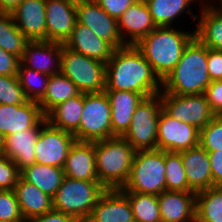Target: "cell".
I'll return each mask as SVG.
<instances>
[{"mask_svg":"<svg viewBox=\"0 0 222 222\" xmlns=\"http://www.w3.org/2000/svg\"><path fill=\"white\" fill-rule=\"evenodd\" d=\"M20 177L16 164L4 153H0V190H14Z\"/></svg>","mask_w":222,"mask_h":222,"instance_id":"cell-40","label":"cell"},{"mask_svg":"<svg viewBox=\"0 0 222 222\" xmlns=\"http://www.w3.org/2000/svg\"><path fill=\"white\" fill-rule=\"evenodd\" d=\"M208 48L195 36L185 46L178 64L162 81V90L175 95L202 94L211 83Z\"/></svg>","mask_w":222,"mask_h":222,"instance_id":"cell-2","label":"cell"},{"mask_svg":"<svg viewBox=\"0 0 222 222\" xmlns=\"http://www.w3.org/2000/svg\"><path fill=\"white\" fill-rule=\"evenodd\" d=\"M111 105V126L115 136H122L129 128L137 106L145 98L132 91H105Z\"/></svg>","mask_w":222,"mask_h":222,"instance_id":"cell-25","label":"cell"},{"mask_svg":"<svg viewBox=\"0 0 222 222\" xmlns=\"http://www.w3.org/2000/svg\"><path fill=\"white\" fill-rule=\"evenodd\" d=\"M192 30L156 27L135 46L163 81L178 64L185 46L194 37Z\"/></svg>","mask_w":222,"mask_h":222,"instance_id":"cell-3","label":"cell"},{"mask_svg":"<svg viewBox=\"0 0 222 222\" xmlns=\"http://www.w3.org/2000/svg\"><path fill=\"white\" fill-rule=\"evenodd\" d=\"M156 27L144 0L130 5L118 19V30L125 45H136Z\"/></svg>","mask_w":222,"mask_h":222,"instance_id":"cell-17","label":"cell"},{"mask_svg":"<svg viewBox=\"0 0 222 222\" xmlns=\"http://www.w3.org/2000/svg\"><path fill=\"white\" fill-rule=\"evenodd\" d=\"M106 63L74 52L62 43L61 73L68 77L81 93H100L106 89Z\"/></svg>","mask_w":222,"mask_h":222,"instance_id":"cell-7","label":"cell"},{"mask_svg":"<svg viewBox=\"0 0 222 222\" xmlns=\"http://www.w3.org/2000/svg\"><path fill=\"white\" fill-rule=\"evenodd\" d=\"M199 145V129L160 111L157 129V149L181 152Z\"/></svg>","mask_w":222,"mask_h":222,"instance_id":"cell-11","label":"cell"},{"mask_svg":"<svg viewBox=\"0 0 222 222\" xmlns=\"http://www.w3.org/2000/svg\"><path fill=\"white\" fill-rule=\"evenodd\" d=\"M47 123L44 116L34 127L5 136L3 152L19 171L36 163L35 146L41 128Z\"/></svg>","mask_w":222,"mask_h":222,"instance_id":"cell-16","label":"cell"},{"mask_svg":"<svg viewBox=\"0 0 222 222\" xmlns=\"http://www.w3.org/2000/svg\"><path fill=\"white\" fill-rule=\"evenodd\" d=\"M208 1V5L213 8L216 12L222 14V0H216V4L214 3L215 0ZM211 3V4H210Z\"/></svg>","mask_w":222,"mask_h":222,"instance_id":"cell-48","label":"cell"},{"mask_svg":"<svg viewBox=\"0 0 222 222\" xmlns=\"http://www.w3.org/2000/svg\"><path fill=\"white\" fill-rule=\"evenodd\" d=\"M66 177L98 181L95 161V142L77 141L72 144L63 167Z\"/></svg>","mask_w":222,"mask_h":222,"instance_id":"cell-21","label":"cell"},{"mask_svg":"<svg viewBox=\"0 0 222 222\" xmlns=\"http://www.w3.org/2000/svg\"><path fill=\"white\" fill-rule=\"evenodd\" d=\"M105 91H132L145 98L162 91V80L135 45L114 50L105 65Z\"/></svg>","mask_w":222,"mask_h":222,"instance_id":"cell-1","label":"cell"},{"mask_svg":"<svg viewBox=\"0 0 222 222\" xmlns=\"http://www.w3.org/2000/svg\"><path fill=\"white\" fill-rule=\"evenodd\" d=\"M135 151L122 136L95 141L96 174L106 189H121L127 183Z\"/></svg>","mask_w":222,"mask_h":222,"instance_id":"cell-4","label":"cell"},{"mask_svg":"<svg viewBox=\"0 0 222 222\" xmlns=\"http://www.w3.org/2000/svg\"><path fill=\"white\" fill-rule=\"evenodd\" d=\"M162 103L160 93L144 98L135 109L122 137L137 150L157 149V129Z\"/></svg>","mask_w":222,"mask_h":222,"instance_id":"cell-9","label":"cell"},{"mask_svg":"<svg viewBox=\"0 0 222 222\" xmlns=\"http://www.w3.org/2000/svg\"><path fill=\"white\" fill-rule=\"evenodd\" d=\"M207 102L216 116H222V80H214L204 91Z\"/></svg>","mask_w":222,"mask_h":222,"instance_id":"cell-41","label":"cell"},{"mask_svg":"<svg viewBox=\"0 0 222 222\" xmlns=\"http://www.w3.org/2000/svg\"><path fill=\"white\" fill-rule=\"evenodd\" d=\"M0 221L26 222L20 211L14 190H0Z\"/></svg>","mask_w":222,"mask_h":222,"instance_id":"cell-39","label":"cell"},{"mask_svg":"<svg viewBox=\"0 0 222 222\" xmlns=\"http://www.w3.org/2000/svg\"><path fill=\"white\" fill-rule=\"evenodd\" d=\"M62 43L46 40L29 41L21 63L46 75L61 73Z\"/></svg>","mask_w":222,"mask_h":222,"instance_id":"cell-15","label":"cell"},{"mask_svg":"<svg viewBox=\"0 0 222 222\" xmlns=\"http://www.w3.org/2000/svg\"><path fill=\"white\" fill-rule=\"evenodd\" d=\"M120 190L157 196L165 191V151H135L128 181Z\"/></svg>","mask_w":222,"mask_h":222,"instance_id":"cell-6","label":"cell"},{"mask_svg":"<svg viewBox=\"0 0 222 222\" xmlns=\"http://www.w3.org/2000/svg\"><path fill=\"white\" fill-rule=\"evenodd\" d=\"M17 77L29 101L39 102L43 98L49 75L27 68L20 62Z\"/></svg>","mask_w":222,"mask_h":222,"instance_id":"cell-35","label":"cell"},{"mask_svg":"<svg viewBox=\"0 0 222 222\" xmlns=\"http://www.w3.org/2000/svg\"><path fill=\"white\" fill-rule=\"evenodd\" d=\"M64 46L88 58L104 63L108 62L115 50L109 42L99 38L92 30L77 21Z\"/></svg>","mask_w":222,"mask_h":222,"instance_id":"cell-22","label":"cell"},{"mask_svg":"<svg viewBox=\"0 0 222 222\" xmlns=\"http://www.w3.org/2000/svg\"><path fill=\"white\" fill-rule=\"evenodd\" d=\"M77 0H46V41L65 43L71 36Z\"/></svg>","mask_w":222,"mask_h":222,"instance_id":"cell-14","label":"cell"},{"mask_svg":"<svg viewBox=\"0 0 222 222\" xmlns=\"http://www.w3.org/2000/svg\"><path fill=\"white\" fill-rule=\"evenodd\" d=\"M4 140H5V137L4 135L0 132V153L3 152V149H4Z\"/></svg>","mask_w":222,"mask_h":222,"instance_id":"cell-49","label":"cell"},{"mask_svg":"<svg viewBox=\"0 0 222 222\" xmlns=\"http://www.w3.org/2000/svg\"><path fill=\"white\" fill-rule=\"evenodd\" d=\"M162 222H195L196 193L165 190L158 195Z\"/></svg>","mask_w":222,"mask_h":222,"instance_id":"cell-23","label":"cell"},{"mask_svg":"<svg viewBox=\"0 0 222 222\" xmlns=\"http://www.w3.org/2000/svg\"><path fill=\"white\" fill-rule=\"evenodd\" d=\"M45 115L38 102L0 104V132L5 136L34 127Z\"/></svg>","mask_w":222,"mask_h":222,"instance_id":"cell-20","label":"cell"},{"mask_svg":"<svg viewBox=\"0 0 222 222\" xmlns=\"http://www.w3.org/2000/svg\"><path fill=\"white\" fill-rule=\"evenodd\" d=\"M74 142L73 134L55 128L47 122L40 130L34 149L36 163L63 168Z\"/></svg>","mask_w":222,"mask_h":222,"instance_id":"cell-12","label":"cell"},{"mask_svg":"<svg viewBox=\"0 0 222 222\" xmlns=\"http://www.w3.org/2000/svg\"><path fill=\"white\" fill-rule=\"evenodd\" d=\"M199 145L206 151L222 150V116H215L199 130Z\"/></svg>","mask_w":222,"mask_h":222,"instance_id":"cell-38","label":"cell"},{"mask_svg":"<svg viewBox=\"0 0 222 222\" xmlns=\"http://www.w3.org/2000/svg\"><path fill=\"white\" fill-rule=\"evenodd\" d=\"M86 222H135L127 196L120 189H106Z\"/></svg>","mask_w":222,"mask_h":222,"instance_id":"cell-19","label":"cell"},{"mask_svg":"<svg viewBox=\"0 0 222 222\" xmlns=\"http://www.w3.org/2000/svg\"><path fill=\"white\" fill-rule=\"evenodd\" d=\"M105 190L99 181L76 180L65 176L52 197L53 210L73 216L79 222H86Z\"/></svg>","mask_w":222,"mask_h":222,"instance_id":"cell-5","label":"cell"},{"mask_svg":"<svg viewBox=\"0 0 222 222\" xmlns=\"http://www.w3.org/2000/svg\"><path fill=\"white\" fill-rule=\"evenodd\" d=\"M26 222H79V221L73 216L52 209L51 211L43 215H38L30 218Z\"/></svg>","mask_w":222,"mask_h":222,"instance_id":"cell-46","label":"cell"},{"mask_svg":"<svg viewBox=\"0 0 222 222\" xmlns=\"http://www.w3.org/2000/svg\"><path fill=\"white\" fill-rule=\"evenodd\" d=\"M22 0H0V13H11Z\"/></svg>","mask_w":222,"mask_h":222,"instance_id":"cell-47","label":"cell"},{"mask_svg":"<svg viewBox=\"0 0 222 222\" xmlns=\"http://www.w3.org/2000/svg\"><path fill=\"white\" fill-rule=\"evenodd\" d=\"M77 1H97V0H77Z\"/></svg>","mask_w":222,"mask_h":222,"instance_id":"cell-51","label":"cell"},{"mask_svg":"<svg viewBox=\"0 0 222 222\" xmlns=\"http://www.w3.org/2000/svg\"><path fill=\"white\" fill-rule=\"evenodd\" d=\"M128 198L135 222H162L158 196L131 191H122Z\"/></svg>","mask_w":222,"mask_h":222,"instance_id":"cell-34","label":"cell"},{"mask_svg":"<svg viewBox=\"0 0 222 222\" xmlns=\"http://www.w3.org/2000/svg\"><path fill=\"white\" fill-rule=\"evenodd\" d=\"M195 222H222V186L196 193Z\"/></svg>","mask_w":222,"mask_h":222,"instance_id":"cell-32","label":"cell"},{"mask_svg":"<svg viewBox=\"0 0 222 222\" xmlns=\"http://www.w3.org/2000/svg\"><path fill=\"white\" fill-rule=\"evenodd\" d=\"M27 101L17 76H0V104L21 105Z\"/></svg>","mask_w":222,"mask_h":222,"instance_id":"cell-37","label":"cell"},{"mask_svg":"<svg viewBox=\"0 0 222 222\" xmlns=\"http://www.w3.org/2000/svg\"><path fill=\"white\" fill-rule=\"evenodd\" d=\"M27 182L34 184L42 192L53 197L61 186L65 174L62 167L34 163L20 172Z\"/></svg>","mask_w":222,"mask_h":222,"instance_id":"cell-30","label":"cell"},{"mask_svg":"<svg viewBox=\"0 0 222 222\" xmlns=\"http://www.w3.org/2000/svg\"><path fill=\"white\" fill-rule=\"evenodd\" d=\"M30 40L19 31L11 13H0V47L22 58Z\"/></svg>","mask_w":222,"mask_h":222,"instance_id":"cell-33","label":"cell"},{"mask_svg":"<svg viewBox=\"0 0 222 222\" xmlns=\"http://www.w3.org/2000/svg\"><path fill=\"white\" fill-rule=\"evenodd\" d=\"M179 153L181 154L189 188L197 193L213 187L208 152L197 145Z\"/></svg>","mask_w":222,"mask_h":222,"instance_id":"cell-24","label":"cell"},{"mask_svg":"<svg viewBox=\"0 0 222 222\" xmlns=\"http://www.w3.org/2000/svg\"><path fill=\"white\" fill-rule=\"evenodd\" d=\"M162 109L176 120L191 124L201 130L216 115L212 112L207 99L202 94L175 95L160 92Z\"/></svg>","mask_w":222,"mask_h":222,"instance_id":"cell-10","label":"cell"},{"mask_svg":"<svg viewBox=\"0 0 222 222\" xmlns=\"http://www.w3.org/2000/svg\"><path fill=\"white\" fill-rule=\"evenodd\" d=\"M84 109V93L61 102L53 107L45 116L47 122L58 129L75 134Z\"/></svg>","mask_w":222,"mask_h":222,"instance_id":"cell-29","label":"cell"},{"mask_svg":"<svg viewBox=\"0 0 222 222\" xmlns=\"http://www.w3.org/2000/svg\"><path fill=\"white\" fill-rule=\"evenodd\" d=\"M14 192L25 221L53 209L52 197L42 192L34 184L25 181L21 176L15 185Z\"/></svg>","mask_w":222,"mask_h":222,"instance_id":"cell-27","label":"cell"},{"mask_svg":"<svg viewBox=\"0 0 222 222\" xmlns=\"http://www.w3.org/2000/svg\"><path fill=\"white\" fill-rule=\"evenodd\" d=\"M148 6L149 12L152 16L153 22L157 27H176L173 23H177L179 17L184 14L192 16V22H196L198 13L194 14L191 10L192 5L200 0H144Z\"/></svg>","mask_w":222,"mask_h":222,"instance_id":"cell-26","label":"cell"},{"mask_svg":"<svg viewBox=\"0 0 222 222\" xmlns=\"http://www.w3.org/2000/svg\"><path fill=\"white\" fill-rule=\"evenodd\" d=\"M166 190L178 192H193L188 185L185 168L178 152L165 151Z\"/></svg>","mask_w":222,"mask_h":222,"instance_id":"cell-36","label":"cell"},{"mask_svg":"<svg viewBox=\"0 0 222 222\" xmlns=\"http://www.w3.org/2000/svg\"><path fill=\"white\" fill-rule=\"evenodd\" d=\"M20 58L0 47V76H17Z\"/></svg>","mask_w":222,"mask_h":222,"instance_id":"cell-43","label":"cell"},{"mask_svg":"<svg viewBox=\"0 0 222 222\" xmlns=\"http://www.w3.org/2000/svg\"><path fill=\"white\" fill-rule=\"evenodd\" d=\"M200 1H202V3H208V1H211V0H200Z\"/></svg>","mask_w":222,"mask_h":222,"instance_id":"cell-50","label":"cell"},{"mask_svg":"<svg viewBox=\"0 0 222 222\" xmlns=\"http://www.w3.org/2000/svg\"><path fill=\"white\" fill-rule=\"evenodd\" d=\"M207 65L210 80H222V50L208 48Z\"/></svg>","mask_w":222,"mask_h":222,"instance_id":"cell-44","label":"cell"},{"mask_svg":"<svg viewBox=\"0 0 222 222\" xmlns=\"http://www.w3.org/2000/svg\"><path fill=\"white\" fill-rule=\"evenodd\" d=\"M197 21L193 28L194 36L207 48L222 50V14L208 3L199 5Z\"/></svg>","mask_w":222,"mask_h":222,"instance_id":"cell-28","label":"cell"},{"mask_svg":"<svg viewBox=\"0 0 222 222\" xmlns=\"http://www.w3.org/2000/svg\"><path fill=\"white\" fill-rule=\"evenodd\" d=\"M115 135L111 126V105L107 94L84 93V109L75 140L95 142Z\"/></svg>","mask_w":222,"mask_h":222,"instance_id":"cell-8","label":"cell"},{"mask_svg":"<svg viewBox=\"0 0 222 222\" xmlns=\"http://www.w3.org/2000/svg\"><path fill=\"white\" fill-rule=\"evenodd\" d=\"M137 0H97L100 7L111 17L118 20L124 11Z\"/></svg>","mask_w":222,"mask_h":222,"instance_id":"cell-42","label":"cell"},{"mask_svg":"<svg viewBox=\"0 0 222 222\" xmlns=\"http://www.w3.org/2000/svg\"><path fill=\"white\" fill-rule=\"evenodd\" d=\"M46 0H22L11 12L16 27L30 41L46 40Z\"/></svg>","mask_w":222,"mask_h":222,"instance_id":"cell-18","label":"cell"},{"mask_svg":"<svg viewBox=\"0 0 222 222\" xmlns=\"http://www.w3.org/2000/svg\"><path fill=\"white\" fill-rule=\"evenodd\" d=\"M77 22L88 27L115 49L125 46L118 30V20L109 16L95 1L76 2Z\"/></svg>","mask_w":222,"mask_h":222,"instance_id":"cell-13","label":"cell"},{"mask_svg":"<svg viewBox=\"0 0 222 222\" xmlns=\"http://www.w3.org/2000/svg\"><path fill=\"white\" fill-rule=\"evenodd\" d=\"M80 93L77 86L68 77L62 73L54 74L49 77L46 93L38 104L42 113L46 115L57 104Z\"/></svg>","mask_w":222,"mask_h":222,"instance_id":"cell-31","label":"cell"},{"mask_svg":"<svg viewBox=\"0 0 222 222\" xmlns=\"http://www.w3.org/2000/svg\"><path fill=\"white\" fill-rule=\"evenodd\" d=\"M207 152L213 177V187L222 186V150Z\"/></svg>","mask_w":222,"mask_h":222,"instance_id":"cell-45","label":"cell"}]
</instances>
